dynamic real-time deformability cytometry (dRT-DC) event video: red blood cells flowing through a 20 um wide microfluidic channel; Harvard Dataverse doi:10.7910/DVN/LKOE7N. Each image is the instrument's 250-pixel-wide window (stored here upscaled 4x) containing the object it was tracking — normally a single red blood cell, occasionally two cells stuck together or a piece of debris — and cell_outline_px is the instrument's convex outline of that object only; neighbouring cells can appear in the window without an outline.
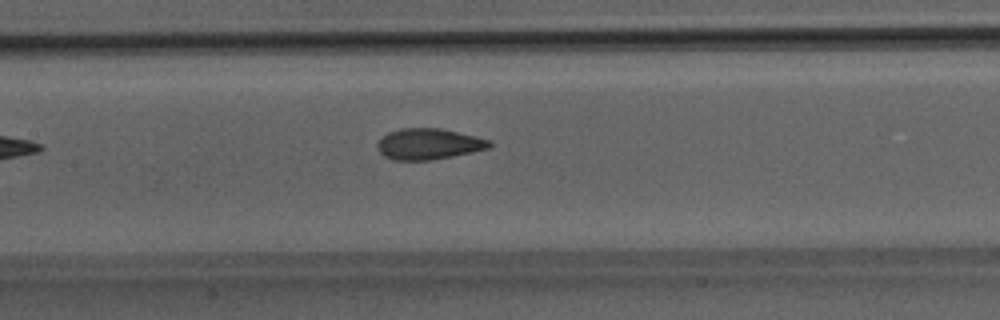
{"species": "Egyptian fruit bat (a non-hibernating species)", "species_latin": "Rousettus aegyptiacus", "temperature_condition": "room temperature", "stored_images_in_passage": 4, "camera_frame_rate_fps": 3000, "um_per_image_px": 0.085, "animal": {"sex": "male"}, "frame": {"image": 1, "passage_image": 4, "time_ms": 3.667, "image_size_px": [1000, 320], "cell_outline_px": [[492, 144], [488, 148], [472, 152], [452, 156], [428, 160], [392, 160], [384, 156], [376, 148], [376, 144], [388, 132], [400, 128], [440, 128], [476, 136], [488, 140]], "centroid_in_image_um": [36.4, 12.24], "position_along_channel_um": 171.0, "area_um2": 20.11}}